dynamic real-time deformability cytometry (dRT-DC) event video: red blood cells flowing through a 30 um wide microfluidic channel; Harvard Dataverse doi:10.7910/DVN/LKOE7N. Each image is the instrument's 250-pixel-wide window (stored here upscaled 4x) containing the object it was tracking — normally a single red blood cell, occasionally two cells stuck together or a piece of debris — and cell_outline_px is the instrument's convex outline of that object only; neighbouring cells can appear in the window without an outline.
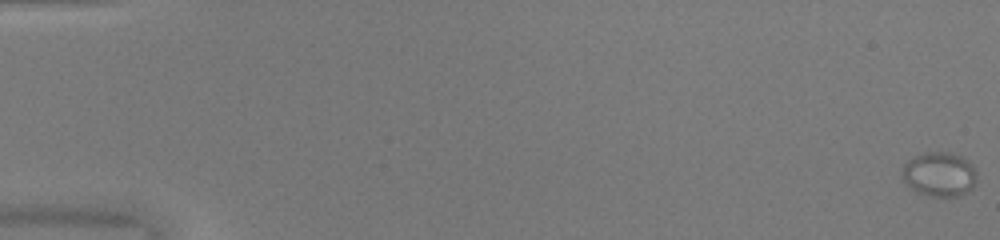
{"species": "common noctule bat (a hibernating species)", "species_latin": "Nyctalus noctula", "temperature_condition": "warm", "stored_images_in_passage": 52, "camera_frame_rate_fps": 3000, "um_per_image_px": 0.085, "animal": {"sex": "female", "body_mass_g": 20.0, "forearm_length_mm": 54.0}, "frame": {"image": 1, "passage_image": 1, "time_ms": 0.0, "image_size_px": [1000, 240], "cell_outline_px": [[976, 180], [972, 188], [960, 196], [928, 196], [916, 192], [904, 180], [904, 164], [908, 160], [924, 152], [952, 152], [968, 160], [972, 164], [976, 172]], "centroid_in_image_um": [79.88, 14.81], "position_along_channel_um": 5.1, "area_um2": 19.19}}
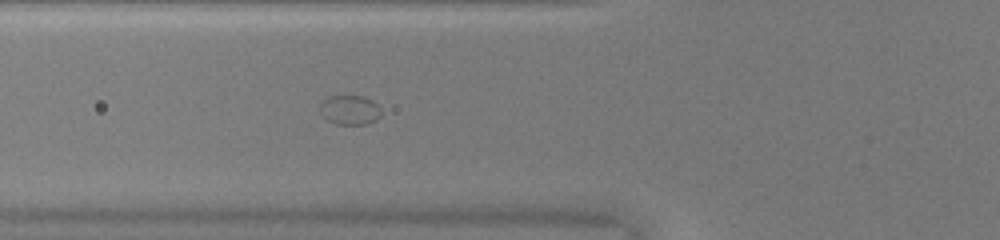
{"frame": {"image": 2, "passage_image": 21, "time_ms": 6.667, "image_size_px": [1000, 240], "cell_outline_px": [[380, 116], [376, 120], [368, 124], [336, 124], [328, 120], [320, 112], [320, 104], [328, 96], [364, 96], [372, 100], [380, 108]], "centroid_in_image_um": [29.74, 9.34], "position_along_channel_um": 96.1, "area_um2": 10.46}}
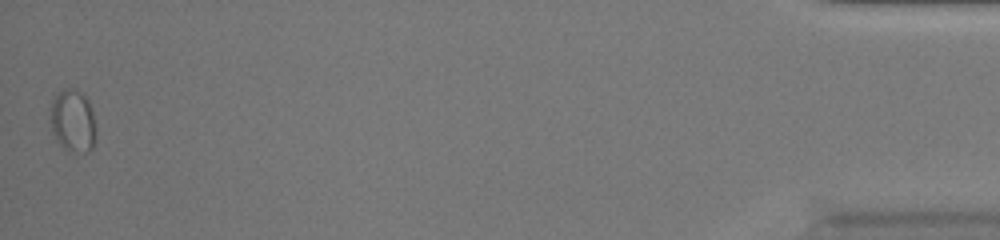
{"frame": {"image": 3, "passage_image": 52, "time_ms": 17.0, "image_size_px": [1000, 240], "cell_outline_px": [[96, 140], [92, 148], [88, 152], [72, 152], [64, 148], [56, 140], [52, 132], [52, 100], [56, 92], [64, 88], [76, 88], [88, 100], [92, 112], [96, 132]], "centroid_in_image_um": [6.21, 10.28], "position_along_channel_um": 429.0, "area_um2": 16.65}}